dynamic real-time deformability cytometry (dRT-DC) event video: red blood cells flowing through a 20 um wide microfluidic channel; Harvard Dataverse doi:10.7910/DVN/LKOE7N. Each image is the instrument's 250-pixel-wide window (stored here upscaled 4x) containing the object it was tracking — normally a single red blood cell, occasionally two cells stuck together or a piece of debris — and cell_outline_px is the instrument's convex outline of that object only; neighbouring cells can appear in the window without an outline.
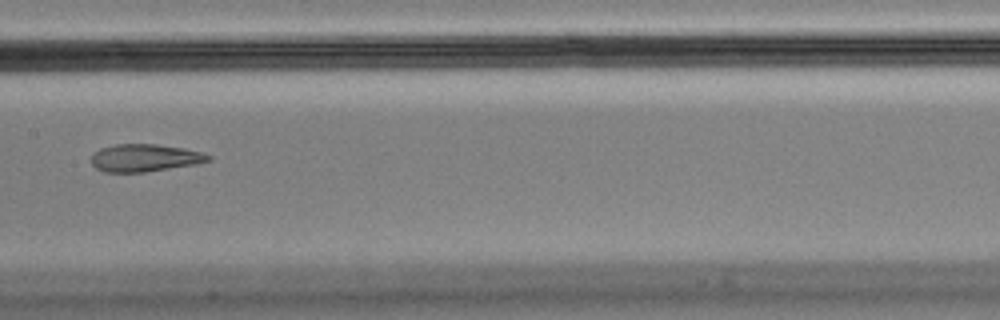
{"species": "Egyptian fruit bat (a non-hibernating species)", "species_latin": "Rousettus aegyptiacus", "temperature_condition": "cold", "stored_images_in_passage": 9, "camera_frame_rate_fps": 3000, "um_per_image_px": 0.085, "animal": {"sex": "male"}, "frame": {"image": 1, "passage_image": 8, "time_ms": 2.333, "image_size_px": [1000, 320], "cell_outline_px": [[212, 160], [196, 164], [144, 172], [104, 172], [96, 168], [92, 164], [92, 156], [100, 148], [116, 144], [156, 144], [184, 148], [200, 152], [212, 156]], "centroid_in_image_um": [12.32, 13.42], "position_along_channel_um": 195.1, "area_um2": 18.67}}
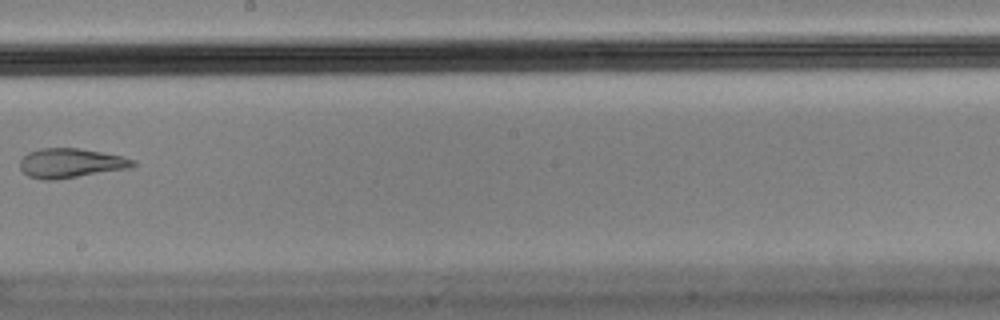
{"frame": {"image": 2, "passage_image": 9, "time_ms": 2.667, "image_size_px": [1000, 320], "cell_outline_px": [[136, 164], [132, 168], [56, 180], [44, 180], [28, 176], [20, 168], [20, 160], [28, 152], [40, 148], [80, 148], [120, 156], [136, 160]], "centroid_in_image_um": [6.02, 13.87], "position_along_channel_um": 242.2, "area_um2": 19.48}}